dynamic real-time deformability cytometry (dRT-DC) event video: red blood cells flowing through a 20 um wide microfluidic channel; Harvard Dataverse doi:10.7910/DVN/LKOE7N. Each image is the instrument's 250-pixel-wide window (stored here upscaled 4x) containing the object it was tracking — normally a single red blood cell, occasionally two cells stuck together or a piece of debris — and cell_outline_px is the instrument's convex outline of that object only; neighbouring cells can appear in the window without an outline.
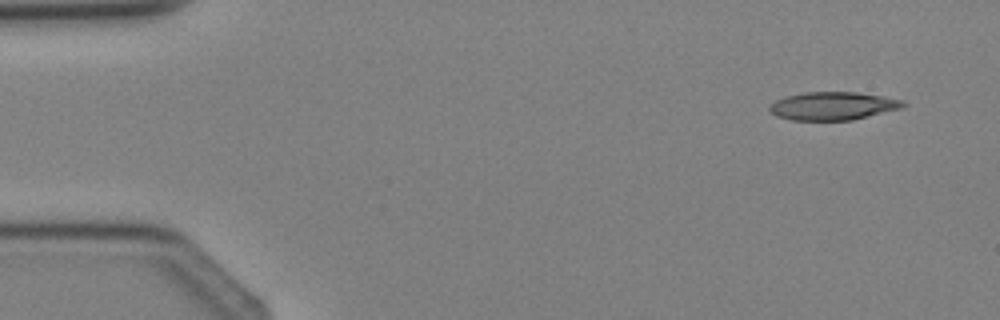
{"species": "Egyptian fruit bat (a non-hibernating species)", "species_latin": "Rousettus aegyptiacus", "temperature_condition": "cold", "stored_images_in_passage": 3, "camera_frame_rate_fps": 3000, "um_per_image_px": 0.085, "animal": {"sex": "female"}, "frame": {"image": 1, "passage_image": 1, "time_ms": 0.0, "image_size_px": [1000, 320], "cell_outline_px": [[908, 104], [900, 108], [852, 120], [792, 120], [776, 116], [768, 108], [776, 100], [784, 96], [804, 92], [856, 92], [904, 100]], "centroid_in_image_um": [70.78, 9.0], "position_along_channel_um": 14.2, "area_um2": 21.73}}
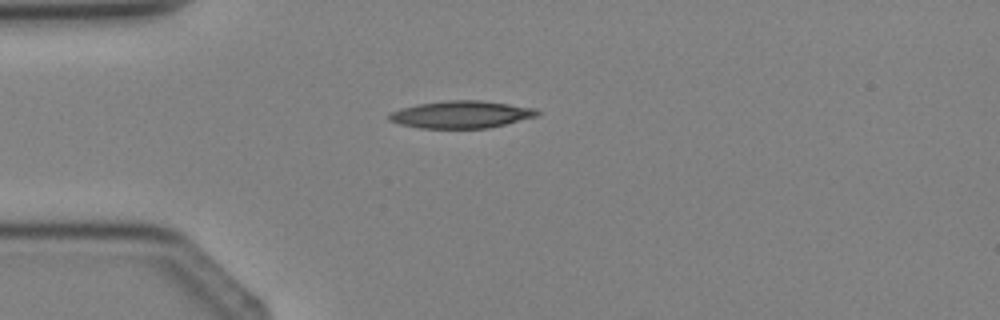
{"frame": {"image": 2, "passage_image": 3, "time_ms": 2.333, "image_size_px": [1000, 320], "cell_outline_px": [[540, 112], [536, 116], [488, 128], [420, 128], [400, 124], [388, 120], [388, 112], [400, 108], [420, 104], [448, 100], [480, 100], [536, 108]], "centroid_in_image_um": [39.16, 9.73], "position_along_channel_um": 45.8, "area_um2": 23.41}}